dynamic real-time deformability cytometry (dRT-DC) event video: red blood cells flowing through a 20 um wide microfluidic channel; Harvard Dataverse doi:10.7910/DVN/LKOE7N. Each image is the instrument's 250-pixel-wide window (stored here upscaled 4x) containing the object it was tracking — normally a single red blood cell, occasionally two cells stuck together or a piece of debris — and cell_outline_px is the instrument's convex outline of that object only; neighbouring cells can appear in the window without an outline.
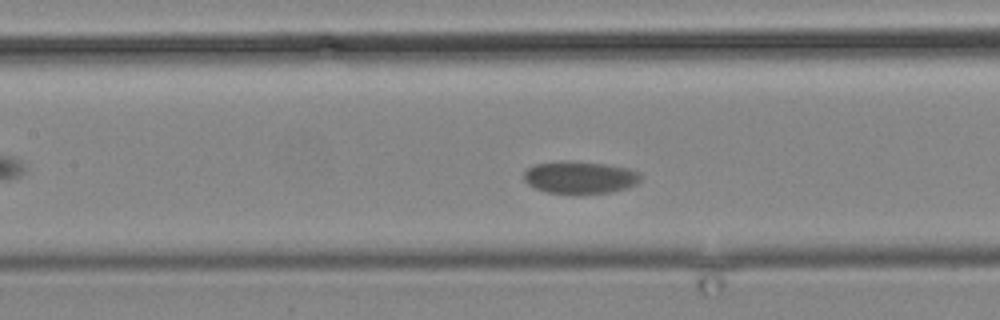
{"species": "common noctule bat (a hibernating species)", "species_latin": "Nyctalus noctula", "temperature_condition": "cold", "stored_images_in_passage": 6, "segment_of_instrument_passage": [2, 2], "camera_frame_rate_fps": 3000, "um_per_image_px": 0.085, "animal": {"sex": "male", "body_mass_g": 19.2, "forearm_length_mm": 51.8}, "frame": {"image": 1, "passage_image": 6, "time_ms": 6.667, "image_size_px": [1000, 320], "cell_outline_px": [[640, 180], [636, 184], [628, 188], [608, 192], [580, 196], [548, 192], [536, 188], [528, 184], [524, 180], [524, 172], [532, 164], [568, 160], [604, 164], [628, 168], [640, 172]], "centroid_in_image_um": [49.28, 15.1], "position_along_channel_um": 158.1, "area_um2": 22.54}}